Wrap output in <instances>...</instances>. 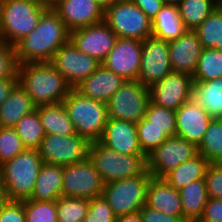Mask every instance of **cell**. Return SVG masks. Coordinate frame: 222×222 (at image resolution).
I'll list each match as a JSON object with an SVG mask.
<instances>
[{"mask_svg": "<svg viewBox=\"0 0 222 222\" xmlns=\"http://www.w3.org/2000/svg\"><path fill=\"white\" fill-rule=\"evenodd\" d=\"M70 41V31L59 14L48 8L30 34L15 45L18 65L25 63L51 62L56 51Z\"/></svg>", "mask_w": 222, "mask_h": 222, "instance_id": "1", "label": "cell"}, {"mask_svg": "<svg viewBox=\"0 0 222 222\" xmlns=\"http://www.w3.org/2000/svg\"><path fill=\"white\" fill-rule=\"evenodd\" d=\"M17 76L37 107L62 102L72 89L50 62L20 64Z\"/></svg>", "mask_w": 222, "mask_h": 222, "instance_id": "2", "label": "cell"}, {"mask_svg": "<svg viewBox=\"0 0 222 222\" xmlns=\"http://www.w3.org/2000/svg\"><path fill=\"white\" fill-rule=\"evenodd\" d=\"M43 164L38 149H25L0 166L5 197L11 201L31 198L35 182Z\"/></svg>", "mask_w": 222, "mask_h": 222, "instance_id": "3", "label": "cell"}, {"mask_svg": "<svg viewBox=\"0 0 222 222\" xmlns=\"http://www.w3.org/2000/svg\"><path fill=\"white\" fill-rule=\"evenodd\" d=\"M87 157L104 184L137 177L147 170V156L145 154H120L102 145L99 141L89 143Z\"/></svg>", "mask_w": 222, "mask_h": 222, "instance_id": "4", "label": "cell"}, {"mask_svg": "<svg viewBox=\"0 0 222 222\" xmlns=\"http://www.w3.org/2000/svg\"><path fill=\"white\" fill-rule=\"evenodd\" d=\"M62 102L75 132L89 142L98 141L108 120L107 104L85 97L74 88Z\"/></svg>", "mask_w": 222, "mask_h": 222, "instance_id": "5", "label": "cell"}, {"mask_svg": "<svg viewBox=\"0 0 222 222\" xmlns=\"http://www.w3.org/2000/svg\"><path fill=\"white\" fill-rule=\"evenodd\" d=\"M47 9L22 0H0L1 42L14 46L36 29Z\"/></svg>", "mask_w": 222, "mask_h": 222, "instance_id": "6", "label": "cell"}, {"mask_svg": "<svg viewBox=\"0 0 222 222\" xmlns=\"http://www.w3.org/2000/svg\"><path fill=\"white\" fill-rule=\"evenodd\" d=\"M151 178V174L146 170L137 177L104 184L102 195L116 217L142 209L146 204L147 187Z\"/></svg>", "mask_w": 222, "mask_h": 222, "instance_id": "7", "label": "cell"}, {"mask_svg": "<svg viewBox=\"0 0 222 222\" xmlns=\"http://www.w3.org/2000/svg\"><path fill=\"white\" fill-rule=\"evenodd\" d=\"M104 22L120 38L144 41L152 36V20L131 0H117L106 8Z\"/></svg>", "mask_w": 222, "mask_h": 222, "instance_id": "8", "label": "cell"}, {"mask_svg": "<svg viewBox=\"0 0 222 222\" xmlns=\"http://www.w3.org/2000/svg\"><path fill=\"white\" fill-rule=\"evenodd\" d=\"M150 102L149 88L138 80H125L107 103L108 118L140 122Z\"/></svg>", "mask_w": 222, "mask_h": 222, "instance_id": "9", "label": "cell"}, {"mask_svg": "<svg viewBox=\"0 0 222 222\" xmlns=\"http://www.w3.org/2000/svg\"><path fill=\"white\" fill-rule=\"evenodd\" d=\"M89 141L76 134H45L38 149L43 163L60 166L71 165L85 160L88 156Z\"/></svg>", "mask_w": 222, "mask_h": 222, "instance_id": "10", "label": "cell"}, {"mask_svg": "<svg viewBox=\"0 0 222 222\" xmlns=\"http://www.w3.org/2000/svg\"><path fill=\"white\" fill-rule=\"evenodd\" d=\"M198 154L197 146L179 136L168 137L147 156V170L154 178H163L186 160Z\"/></svg>", "mask_w": 222, "mask_h": 222, "instance_id": "11", "label": "cell"}, {"mask_svg": "<svg viewBox=\"0 0 222 222\" xmlns=\"http://www.w3.org/2000/svg\"><path fill=\"white\" fill-rule=\"evenodd\" d=\"M104 183L88 157L63 166L62 196L91 200L102 195Z\"/></svg>", "mask_w": 222, "mask_h": 222, "instance_id": "12", "label": "cell"}, {"mask_svg": "<svg viewBox=\"0 0 222 222\" xmlns=\"http://www.w3.org/2000/svg\"><path fill=\"white\" fill-rule=\"evenodd\" d=\"M171 72L169 42L153 36L142 41L141 66L137 80L150 88Z\"/></svg>", "mask_w": 222, "mask_h": 222, "instance_id": "13", "label": "cell"}, {"mask_svg": "<svg viewBox=\"0 0 222 222\" xmlns=\"http://www.w3.org/2000/svg\"><path fill=\"white\" fill-rule=\"evenodd\" d=\"M50 63L72 88L89 77L101 65L92 56L80 52L71 41L56 51Z\"/></svg>", "mask_w": 222, "mask_h": 222, "instance_id": "14", "label": "cell"}, {"mask_svg": "<svg viewBox=\"0 0 222 222\" xmlns=\"http://www.w3.org/2000/svg\"><path fill=\"white\" fill-rule=\"evenodd\" d=\"M193 77L185 72H171L149 88L150 101L176 111L192 98Z\"/></svg>", "mask_w": 222, "mask_h": 222, "instance_id": "15", "label": "cell"}, {"mask_svg": "<svg viewBox=\"0 0 222 222\" xmlns=\"http://www.w3.org/2000/svg\"><path fill=\"white\" fill-rule=\"evenodd\" d=\"M117 38L104 21L70 32V41L74 46L100 63L113 49Z\"/></svg>", "mask_w": 222, "mask_h": 222, "instance_id": "16", "label": "cell"}, {"mask_svg": "<svg viewBox=\"0 0 222 222\" xmlns=\"http://www.w3.org/2000/svg\"><path fill=\"white\" fill-rule=\"evenodd\" d=\"M142 41L118 37L113 49L101 63L124 80H137L141 66Z\"/></svg>", "mask_w": 222, "mask_h": 222, "instance_id": "17", "label": "cell"}, {"mask_svg": "<svg viewBox=\"0 0 222 222\" xmlns=\"http://www.w3.org/2000/svg\"><path fill=\"white\" fill-rule=\"evenodd\" d=\"M53 9L70 32L104 21V9L96 0H61Z\"/></svg>", "mask_w": 222, "mask_h": 222, "instance_id": "18", "label": "cell"}, {"mask_svg": "<svg viewBox=\"0 0 222 222\" xmlns=\"http://www.w3.org/2000/svg\"><path fill=\"white\" fill-rule=\"evenodd\" d=\"M175 112L176 135L198 146L213 118L193 98Z\"/></svg>", "mask_w": 222, "mask_h": 222, "instance_id": "19", "label": "cell"}, {"mask_svg": "<svg viewBox=\"0 0 222 222\" xmlns=\"http://www.w3.org/2000/svg\"><path fill=\"white\" fill-rule=\"evenodd\" d=\"M98 141L120 154H144L139 145L136 123L126 120L108 118Z\"/></svg>", "mask_w": 222, "mask_h": 222, "instance_id": "20", "label": "cell"}, {"mask_svg": "<svg viewBox=\"0 0 222 222\" xmlns=\"http://www.w3.org/2000/svg\"><path fill=\"white\" fill-rule=\"evenodd\" d=\"M203 47L194 30L169 42V58L172 72H185L193 75Z\"/></svg>", "mask_w": 222, "mask_h": 222, "instance_id": "21", "label": "cell"}, {"mask_svg": "<svg viewBox=\"0 0 222 222\" xmlns=\"http://www.w3.org/2000/svg\"><path fill=\"white\" fill-rule=\"evenodd\" d=\"M124 79L102 64L74 89L90 99L108 103L111 96L121 87Z\"/></svg>", "mask_w": 222, "mask_h": 222, "instance_id": "22", "label": "cell"}, {"mask_svg": "<svg viewBox=\"0 0 222 222\" xmlns=\"http://www.w3.org/2000/svg\"><path fill=\"white\" fill-rule=\"evenodd\" d=\"M146 205L165 214L182 217L179 190L171 187L163 178H151L147 187Z\"/></svg>", "mask_w": 222, "mask_h": 222, "instance_id": "23", "label": "cell"}, {"mask_svg": "<svg viewBox=\"0 0 222 222\" xmlns=\"http://www.w3.org/2000/svg\"><path fill=\"white\" fill-rule=\"evenodd\" d=\"M36 108L33 100L18 83L0 106V127H14L23 116Z\"/></svg>", "mask_w": 222, "mask_h": 222, "instance_id": "24", "label": "cell"}, {"mask_svg": "<svg viewBox=\"0 0 222 222\" xmlns=\"http://www.w3.org/2000/svg\"><path fill=\"white\" fill-rule=\"evenodd\" d=\"M63 166L43 163L30 199L56 201L62 196Z\"/></svg>", "mask_w": 222, "mask_h": 222, "instance_id": "25", "label": "cell"}, {"mask_svg": "<svg viewBox=\"0 0 222 222\" xmlns=\"http://www.w3.org/2000/svg\"><path fill=\"white\" fill-rule=\"evenodd\" d=\"M182 217L186 222H198L208 201L205 179L195 180L179 190Z\"/></svg>", "mask_w": 222, "mask_h": 222, "instance_id": "26", "label": "cell"}, {"mask_svg": "<svg viewBox=\"0 0 222 222\" xmlns=\"http://www.w3.org/2000/svg\"><path fill=\"white\" fill-rule=\"evenodd\" d=\"M192 98L213 118H222V77L193 81Z\"/></svg>", "mask_w": 222, "mask_h": 222, "instance_id": "27", "label": "cell"}, {"mask_svg": "<svg viewBox=\"0 0 222 222\" xmlns=\"http://www.w3.org/2000/svg\"><path fill=\"white\" fill-rule=\"evenodd\" d=\"M187 31L176 5H164L152 20V36L167 42Z\"/></svg>", "mask_w": 222, "mask_h": 222, "instance_id": "28", "label": "cell"}, {"mask_svg": "<svg viewBox=\"0 0 222 222\" xmlns=\"http://www.w3.org/2000/svg\"><path fill=\"white\" fill-rule=\"evenodd\" d=\"M209 164L210 162L198 153L167 173L163 179L174 189L180 190L192 181L204 179Z\"/></svg>", "mask_w": 222, "mask_h": 222, "instance_id": "29", "label": "cell"}, {"mask_svg": "<svg viewBox=\"0 0 222 222\" xmlns=\"http://www.w3.org/2000/svg\"><path fill=\"white\" fill-rule=\"evenodd\" d=\"M37 111L45 134H76L63 102L38 106Z\"/></svg>", "mask_w": 222, "mask_h": 222, "instance_id": "30", "label": "cell"}, {"mask_svg": "<svg viewBox=\"0 0 222 222\" xmlns=\"http://www.w3.org/2000/svg\"><path fill=\"white\" fill-rule=\"evenodd\" d=\"M219 4V0H181L177 7L186 29L195 30Z\"/></svg>", "mask_w": 222, "mask_h": 222, "instance_id": "31", "label": "cell"}, {"mask_svg": "<svg viewBox=\"0 0 222 222\" xmlns=\"http://www.w3.org/2000/svg\"><path fill=\"white\" fill-rule=\"evenodd\" d=\"M14 129L26 149L40 148L45 132L37 109L23 116L14 126Z\"/></svg>", "mask_w": 222, "mask_h": 222, "instance_id": "32", "label": "cell"}, {"mask_svg": "<svg viewBox=\"0 0 222 222\" xmlns=\"http://www.w3.org/2000/svg\"><path fill=\"white\" fill-rule=\"evenodd\" d=\"M194 31L203 48L222 50V8L218 6Z\"/></svg>", "mask_w": 222, "mask_h": 222, "instance_id": "33", "label": "cell"}, {"mask_svg": "<svg viewBox=\"0 0 222 222\" xmlns=\"http://www.w3.org/2000/svg\"><path fill=\"white\" fill-rule=\"evenodd\" d=\"M197 149L210 163H222V118L212 119Z\"/></svg>", "mask_w": 222, "mask_h": 222, "instance_id": "34", "label": "cell"}, {"mask_svg": "<svg viewBox=\"0 0 222 222\" xmlns=\"http://www.w3.org/2000/svg\"><path fill=\"white\" fill-rule=\"evenodd\" d=\"M193 81H210L222 77V50L203 48Z\"/></svg>", "mask_w": 222, "mask_h": 222, "instance_id": "35", "label": "cell"}, {"mask_svg": "<svg viewBox=\"0 0 222 222\" xmlns=\"http://www.w3.org/2000/svg\"><path fill=\"white\" fill-rule=\"evenodd\" d=\"M56 205L57 222H83L90 207V200L60 196Z\"/></svg>", "mask_w": 222, "mask_h": 222, "instance_id": "36", "label": "cell"}, {"mask_svg": "<svg viewBox=\"0 0 222 222\" xmlns=\"http://www.w3.org/2000/svg\"><path fill=\"white\" fill-rule=\"evenodd\" d=\"M144 119L150 122L151 126L162 129L168 137L176 135V112L174 110L166 109L150 101Z\"/></svg>", "mask_w": 222, "mask_h": 222, "instance_id": "37", "label": "cell"}, {"mask_svg": "<svg viewBox=\"0 0 222 222\" xmlns=\"http://www.w3.org/2000/svg\"><path fill=\"white\" fill-rule=\"evenodd\" d=\"M26 222H57L56 201H22Z\"/></svg>", "mask_w": 222, "mask_h": 222, "instance_id": "38", "label": "cell"}, {"mask_svg": "<svg viewBox=\"0 0 222 222\" xmlns=\"http://www.w3.org/2000/svg\"><path fill=\"white\" fill-rule=\"evenodd\" d=\"M136 127L139 145L146 156L168 138L162 129L151 126L150 122L146 121L144 118L136 124Z\"/></svg>", "mask_w": 222, "mask_h": 222, "instance_id": "39", "label": "cell"}, {"mask_svg": "<svg viewBox=\"0 0 222 222\" xmlns=\"http://www.w3.org/2000/svg\"><path fill=\"white\" fill-rule=\"evenodd\" d=\"M25 149L14 127H0V166Z\"/></svg>", "mask_w": 222, "mask_h": 222, "instance_id": "40", "label": "cell"}, {"mask_svg": "<svg viewBox=\"0 0 222 222\" xmlns=\"http://www.w3.org/2000/svg\"><path fill=\"white\" fill-rule=\"evenodd\" d=\"M111 207L103 195L94 197L90 200L89 210L83 222H115Z\"/></svg>", "mask_w": 222, "mask_h": 222, "instance_id": "41", "label": "cell"}, {"mask_svg": "<svg viewBox=\"0 0 222 222\" xmlns=\"http://www.w3.org/2000/svg\"><path fill=\"white\" fill-rule=\"evenodd\" d=\"M18 63L14 46L0 43V78L17 76Z\"/></svg>", "mask_w": 222, "mask_h": 222, "instance_id": "42", "label": "cell"}, {"mask_svg": "<svg viewBox=\"0 0 222 222\" xmlns=\"http://www.w3.org/2000/svg\"><path fill=\"white\" fill-rule=\"evenodd\" d=\"M204 179L208 197L222 198V163H210Z\"/></svg>", "mask_w": 222, "mask_h": 222, "instance_id": "43", "label": "cell"}, {"mask_svg": "<svg viewBox=\"0 0 222 222\" xmlns=\"http://www.w3.org/2000/svg\"><path fill=\"white\" fill-rule=\"evenodd\" d=\"M0 222H26L22 201L6 200L0 207Z\"/></svg>", "mask_w": 222, "mask_h": 222, "instance_id": "44", "label": "cell"}, {"mask_svg": "<svg viewBox=\"0 0 222 222\" xmlns=\"http://www.w3.org/2000/svg\"><path fill=\"white\" fill-rule=\"evenodd\" d=\"M198 222H222V198H208Z\"/></svg>", "mask_w": 222, "mask_h": 222, "instance_id": "45", "label": "cell"}, {"mask_svg": "<svg viewBox=\"0 0 222 222\" xmlns=\"http://www.w3.org/2000/svg\"><path fill=\"white\" fill-rule=\"evenodd\" d=\"M142 222H186L183 217L165 214L148 207L146 204L140 210Z\"/></svg>", "mask_w": 222, "mask_h": 222, "instance_id": "46", "label": "cell"}, {"mask_svg": "<svg viewBox=\"0 0 222 222\" xmlns=\"http://www.w3.org/2000/svg\"><path fill=\"white\" fill-rule=\"evenodd\" d=\"M150 20L158 14L165 3L162 0H131Z\"/></svg>", "mask_w": 222, "mask_h": 222, "instance_id": "47", "label": "cell"}, {"mask_svg": "<svg viewBox=\"0 0 222 222\" xmlns=\"http://www.w3.org/2000/svg\"><path fill=\"white\" fill-rule=\"evenodd\" d=\"M18 84V76L0 78V106Z\"/></svg>", "mask_w": 222, "mask_h": 222, "instance_id": "48", "label": "cell"}, {"mask_svg": "<svg viewBox=\"0 0 222 222\" xmlns=\"http://www.w3.org/2000/svg\"><path fill=\"white\" fill-rule=\"evenodd\" d=\"M115 222H142V217L140 211L118 216L116 217Z\"/></svg>", "mask_w": 222, "mask_h": 222, "instance_id": "49", "label": "cell"}, {"mask_svg": "<svg viewBox=\"0 0 222 222\" xmlns=\"http://www.w3.org/2000/svg\"><path fill=\"white\" fill-rule=\"evenodd\" d=\"M97 3L105 10L109 6H111L117 0H96Z\"/></svg>", "mask_w": 222, "mask_h": 222, "instance_id": "50", "label": "cell"}, {"mask_svg": "<svg viewBox=\"0 0 222 222\" xmlns=\"http://www.w3.org/2000/svg\"><path fill=\"white\" fill-rule=\"evenodd\" d=\"M22 1H25L27 3H31V4H34V5H38V6H41V7H46L45 0H22Z\"/></svg>", "mask_w": 222, "mask_h": 222, "instance_id": "51", "label": "cell"}, {"mask_svg": "<svg viewBox=\"0 0 222 222\" xmlns=\"http://www.w3.org/2000/svg\"><path fill=\"white\" fill-rule=\"evenodd\" d=\"M6 197H5V193H4V189L1 183V177H0V207L2 206V204L6 201Z\"/></svg>", "mask_w": 222, "mask_h": 222, "instance_id": "52", "label": "cell"}, {"mask_svg": "<svg viewBox=\"0 0 222 222\" xmlns=\"http://www.w3.org/2000/svg\"><path fill=\"white\" fill-rule=\"evenodd\" d=\"M61 0H45L46 2V8H53L55 5H57Z\"/></svg>", "mask_w": 222, "mask_h": 222, "instance_id": "53", "label": "cell"}, {"mask_svg": "<svg viewBox=\"0 0 222 222\" xmlns=\"http://www.w3.org/2000/svg\"><path fill=\"white\" fill-rule=\"evenodd\" d=\"M164 3H165V5H178L180 2H181V0H162Z\"/></svg>", "mask_w": 222, "mask_h": 222, "instance_id": "54", "label": "cell"}, {"mask_svg": "<svg viewBox=\"0 0 222 222\" xmlns=\"http://www.w3.org/2000/svg\"><path fill=\"white\" fill-rule=\"evenodd\" d=\"M0 43H1V18H0Z\"/></svg>", "mask_w": 222, "mask_h": 222, "instance_id": "55", "label": "cell"}]
</instances>
